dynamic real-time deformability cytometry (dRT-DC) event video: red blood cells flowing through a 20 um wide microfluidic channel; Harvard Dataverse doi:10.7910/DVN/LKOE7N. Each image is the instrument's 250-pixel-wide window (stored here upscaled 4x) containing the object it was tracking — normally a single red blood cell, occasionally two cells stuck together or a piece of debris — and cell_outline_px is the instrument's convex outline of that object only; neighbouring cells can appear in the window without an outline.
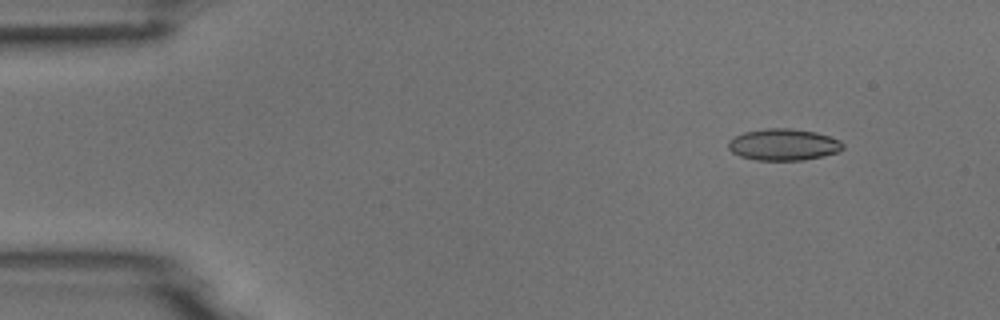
{"species": "common noctule bat (a hibernating species)", "species_latin": "Nyctalus noctula", "temperature_condition": "room temperature", "stored_images_in_passage": 4, "camera_frame_rate_fps": 3000, "um_per_image_px": 0.085, "animal": {"sex": "male", "body_mass_g": 18.8}, "frame": {"image": 1, "passage_image": 2, "time_ms": 1.0, "image_size_px": [1000, 320], "cell_outline_px": [[844, 148], [836, 152], [824, 156], [804, 160], [756, 160], [740, 156], [732, 152], [728, 148], [728, 140], [744, 132], [764, 128], [788, 128], [816, 132], [840, 140], [844, 144]], "centroid_in_image_um": [66.59, 12.29], "position_along_channel_um": 18.4, "area_um2": 21.15}}